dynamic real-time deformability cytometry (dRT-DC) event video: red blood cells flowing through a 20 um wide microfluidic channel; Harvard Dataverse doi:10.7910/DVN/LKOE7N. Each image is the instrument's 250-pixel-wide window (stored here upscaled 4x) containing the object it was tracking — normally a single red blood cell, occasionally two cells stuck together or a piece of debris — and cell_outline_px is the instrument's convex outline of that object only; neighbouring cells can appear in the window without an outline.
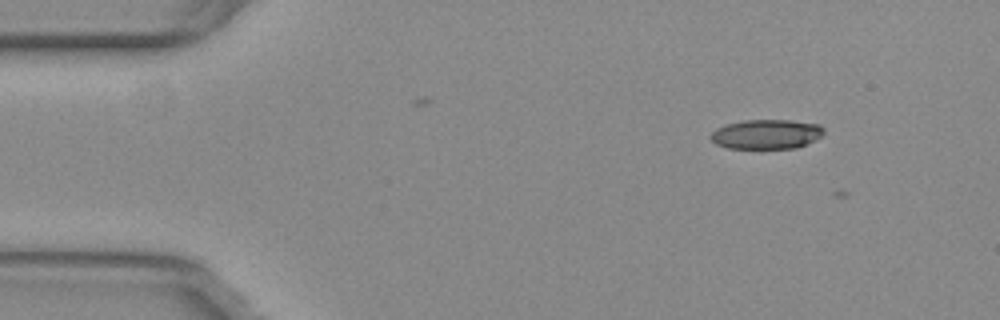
{"species": "common noctule bat (a hibernating species)", "species_latin": "Nyctalus noctula", "temperature_condition": "warm", "stored_images_in_passage": 2, "camera_frame_rate_fps": 3000, "um_per_image_px": 0.085, "animal": {"sex": "female", "body_mass_g": 29.2, "forearm_length_mm": 56.3}, "frame": {"image": 1, "passage_image": 1, "time_ms": 0.0, "image_size_px": [1000, 320], "cell_outline_px": [[824, 132], [820, 136], [796, 148], [728, 148], [716, 144], [708, 136], [716, 128], [724, 124], [744, 120], [792, 120], [820, 124], [824, 128]], "centroid_in_image_um": [65.11, 11.39], "position_along_channel_um": 19.9, "area_um2": 19.48}}